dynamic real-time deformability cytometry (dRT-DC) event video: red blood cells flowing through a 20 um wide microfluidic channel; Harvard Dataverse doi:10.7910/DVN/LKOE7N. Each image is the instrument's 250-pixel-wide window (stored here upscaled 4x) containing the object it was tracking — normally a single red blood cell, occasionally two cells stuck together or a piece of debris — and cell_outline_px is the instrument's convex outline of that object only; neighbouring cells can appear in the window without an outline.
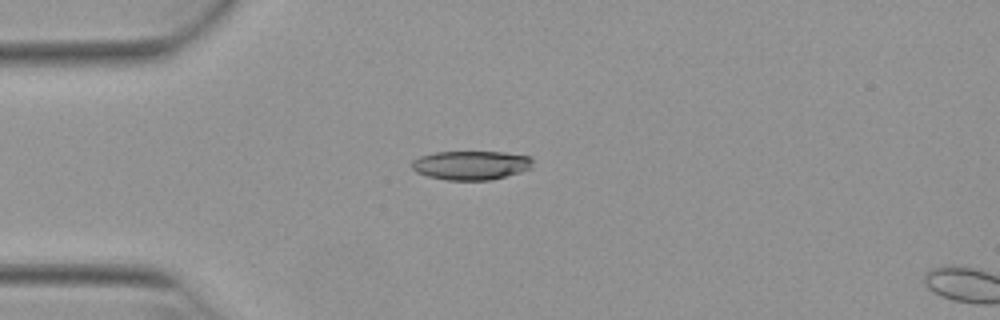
{"species": "Egyptian fruit bat (a non-hibernating species)", "species_latin": "Rousettus aegyptiacus", "temperature_condition": "warm", "stored_images_in_passage": 15, "camera_frame_rate_fps": 3000, "um_per_image_px": 0.085, "animal": {"sex": "female"}, "frame": {"image": 1, "passage_image": 13, "time_ms": 4.0, "image_size_px": [1000, 320], "cell_outline_px": [[532, 168], [520, 172], [492, 180], [448, 180], [428, 176], [416, 172], [412, 168], [412, 160], [420, 156], [436, 152], [504, 152], [532, 156]], "centroid_in_image_um": [40.06, 14.04], "position_along_channel_um": 44.9, "area_um2": 20.52}}